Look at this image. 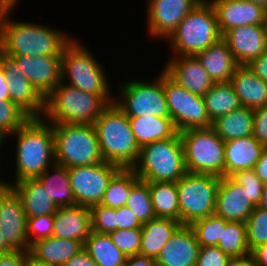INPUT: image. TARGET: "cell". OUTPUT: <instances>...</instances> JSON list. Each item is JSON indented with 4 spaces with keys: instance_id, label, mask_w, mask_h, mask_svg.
I'll return each mask as SVG.
<instances>
[{
    "instance_id": "bcb514c9",
    "label": "cell",
    "mask_w": 267,
    "mask_h": 266,
    "mask_svg": "<svg viewBox=\"0 0 267 266\" xmlns=\"http://www.w3.org/2000/svg\"><path fill=\"white\" fill-rule=\"evenodd\" d=\"M230 258L218 247H201L196 266H225Z\"/></svg>"
},
{
    "instance_id": "94428289",
    "label": "cell",
    "mask_w": 267,
    "mask_h": 266,
    "mask_svg": "<svg viewBox=\"0 0 267 266\" xmlns=\"http://www.w3.org/2000/svg\"><path fill=\"white\" fill-rule=\"evenodd\" d=\"M12 251V249L6 244L1 232H0V255L4 253H8Z\"/></svg>"
},
{
    "instance_id": "f546056e",
    "label": "cell",
    "mask_w": 267,
    "mask_h": 266,
    "mask_svg": "<svg viewBox=\"0 0 267 266\" xmlns=\"http://www.w3.org/2000/svg\"><path fill=\"white\" fill-rule=\"evenodd\" d=\"M128 118L139 148L158 140L171 138L177 133L171 118L151 115Z\"/></svg>"
},
{
    "instance_id": "e7e4bbea",
    "label": "cell",
    "mask_w": 267,
    "mask_h": 266,
    "mask_svg": "<svg viewBox=\"0 0 267 266\" xmlns=\"http://www.w3.org/2000/svg\"><path fill=\"white\" fill-rule=\"evenodd\" d=\"M29 266H59V265L42 264V263H29Z\"/></svg>"
},
{
    "instance_id": "74e56055",
    "label": "cell",
    "mask_w": 267,
    "mask_h": 266,
    "mask_svg": "<svg viewBox=\"0 0 267 266\" xmlns=\"http://www.w3.org/2000/svg\"><path fill=\"white\" fill-rule=\"evenodd\" d=\"M189 226L201 247L217 246L222 238L226 220L216 214H212L192 222Z\"/></svg>"
},
{
    "instance_id": "6f0895ef",
    "label": "cell",
    "mask_w": 267,
    "mask_h": 266,
    "mask_svg": "<svg viewBox=\"0 0 267 266\" xmlns=\"http://www.w3.org/2000/svg\"><path fill=\"white\" fill-rule=\"evenodd\" d=\"M6 100H10L8 82L6 80L3 68L0 65V103Z\"/></svg>"
},
{
    "instance_id": "6da1fadb",
    "label": "cell",
    "mask_w": 267,
    "mask_h": 266,
    "mask_svg": "<svg viewBox=\"0 0 267 266\" xmlns=\"http://www.w3.org/2000/svg\"><path fill=\"white\" fill-rule=\"evenodd\" d=\"M14 7L0 10V51L9 57L17 55L61 56L73 39L48 25L13 21Z\"/></svg>"
},
{
    "instance_id": "8d00e7d4",
    "label": "cell",
    "mask_w": 267,
    "mask_h": 266,
    "mask_svg": "<svg viewBox=\"0 0 267 266\" xmlns=\"http://www.w3.org/2000/svg\"><path fill=\"white\" fill-rule=\"evenodd\" d=\"M217 246L229 258H239L251 254L247 241L245 222L226 220L222 238L219 240Z\"/></svg>"
},
{
    "instance_id": "d4e9b609",
    "label": "cell",
    "mask_w": 267,
    "mask_h": 266,
    "mask_svg": "<svg viewBox=\"0 0 267 266\" xmlns=\"http://www.w3.org/2000/svg\"><path fill=\"white\" fill-rule=\"evenodd\" d=\"M241 106L252 110L267 105V82L256 76L247 65H238L230 79Z\"/></svg>"
},
{
    "instance_id": "c3c4849f",
    "label": "cell",
    "mask_w": 267,
    "mask_h": 266,
    "mask_svg": "<svg viewBox=\"0 0 267 266\" xmlns=\"http://www.w3.org/2000/svg\"><path fill=\"white\" fill-rule=\"evenodd\" d=\"M141 227L142 223L127 206L116 209V230L141 229Z\"/></svg>"
},
{
    "instance_id": "816d5d0a",
    "label": "cell",
    "mask_w": 267,
    "mask_h": 266,
    "mask_svg": "<svg viewBox=\"0 0 267 266\" xmlns=\"http://www.w3.org/2000/svg\"><path fill=\"white\" fill-rule=\"evenodd\" d=\"M63 266H97V264L91 259L88 253L84 249H82Z\"/></svg>"
},
{
    "instance_id": "7dc6e473",
    "label": "cell",
    "mask_w": 267,
    "mask_h": 266,
    "mask_svg": "<svg viewBox=\"0 0 267 266\" xmlns=\"http://www.w3.org/2000/svg\"><path fill=\"white\" fill-rule=\"evenodd\" d=\"M253 136L267 148V105L254 110Z\"/></svg>"
},
{
    "instance_id": "9c48e42d",
    "label": "cell",
    "mask_w": 267,
    "mask_h": 266,
    "mask_svg": "<svg viewBox=\"0 0 267 266\" xmlns=\"http://www.w3.org/2000/svg\"><path fill=\"white\" fill-rule=\"evenodd\" d=\"M188 173L224 177L225 141L212 127L179 132Z\"/></svg>"
},
{
    "instance_id": "83f0119b",
    "label": "cell",
    "mask_w": 267,
    "mask_h": 266,
    "mask_svg": "<svg viewBox=\"0 0 267 266\" xmlns=\"http://www.w3.org/2000/svg\"><path fill=\"white\" fill-rule=\"evenodd\" d=\"M196 57L214 83L230 82L238 66L223 38H220L206 50L199 52Z\"/></svg>"
},
{
    "instance_id": "5bb4252c",
    "label": "cell",
    "mask_w": 267,
    "mask_h": 266,
    "mask_svg": "<svg viewBox=\"0 0 267 266\" xmlns=\"http://www.w3.org/2000/svg\"><path fill=\"white\" fill-rule=\"evenodd\" d=\"M23 203L12 187L0 192V232L12 250H30Z\"/></svg>"
},
{
    "instance_id": "4fadbf2b",
    "label": "cell",
    "mask_w": 267,
    "mask_h": 266,
    "mask_svg": "<svg viewBox=\"0 0 267 266\" xmlns=\"http://www.w3.org/2000/svg\"><path fill=\"white\" fill-rule=\"evenodd\" d=\"M67 169L76 204L91 207L100 204L110 180L121 168L103 161Z\"/></svg>"
},
{
    "instance_id": "2e32d148",
    "label": "cell",
    "mask_w": 267,
    "mask_h": 266,
    "mask_svg": "<svg viewBox=\"0 0 267 266\" xmlns=\"http://www.w3.org/2000/svg\"><path fill=\"white\" fill-rule=\"evenodd\" d=\"M0 65L8 82L9 98L30 117H42L45 98L28 81L18 63L0 51Z\"/></svg>"
},
{
    "instance_id": "484cf974",
    "label": "cell",
    "mask_w": 267,
    "mask_h": 266,
    "mask_svg": "<svg viewBox=\"0 0 267 266\" xmlns=\"http://www.w3.org/2000/svg\"><path fill=\"white\" fill-rule=\"evenodd\" d=\"M83 249L80 241L49 237L30 246V263L63 266Z\"/></svg>"
},
{
    "instance_id": "8992f818",
    "label": "cell",
    "mask_w": 267,
    "mask_h": 266,
    "mask_svg": "<svg viewBox=\"0 0 267 266\" xmlns=\"http://www.w3.org/2000/svg\"><path fill=\"white\" fill-rule=\"evenodd\" d=\"M220 38L214 6L209 0H201L166 40L173 56H196Z\"/></svg>"
},
{
    "instance_id": "91938a15",
    "label": "cell",
    "mask_w": 267,
    "mask_h": 266,
    "mask_svg": "<svg viewBox=\"0 0 267 266\" xmlns=\"http://www.w3.org/2000/svg\"><path fill=\"white\" fill-rule=\"evenodd\" d=\"M18 4V0H0V10L15 7Z\"/></svg>"
},
{
    "instance_id": "603a6c76",
    "label": "cell",
    "mask_w": 267,
    "mask_h": 266,
    "mask_svg": "<svg viewBox=\"0 0 267 266\" xmlns=\"http://www.w3.org/2000/svg\"><path fill=\"white\" fill-rule=\"evenodd\" d=\"M91 232L90 207L77 204L58 207L54 214L53 237L77 240L84 245Z\"/></svg>"
},
{
    "instance_id": "11a10c76",
    "label": "cell",
    "mask_w": 267,
    "mask_h": 266,
    "mask_svg": "<svg viewBox=\"0 0 267 266\" xmlns=\"http://www.w3.org/2000/svg\"><path fill=\"white\" fill-rule=\"evenodd\" d=\"M255 266H267V243L257 246L251 252Z\"/></svg>"
},
{
    "instance_id": "9a60e30c",
    "label": "cell",
    "mask_w": 267,
    "mask_h": 266,
    "mask_svg": "<svg viewBox=\"0 0 267 266\" xmlns=\"http://www.w3.org/2000/svg\"><path fill=\"white\" fill-rule=\"evenodd\" d=\"M201 0H148L147 31L151 37L167 39Z\"/></svg>"
},
{
    "instance_id": "cb8c5ba5",
    "label": "cell",
    "mask_w": 267,
    "mask_h": 266,
    "mask_svg": "<svg viewBox=\"0 0 267 266\" xmlns=\"http://www.w3.org/2000/svg\"><path fill=\"white\" fill-rule=\"evenodd\" d=\"M264 149L253 135L225 141L224 176L253 169Z\"/></svg>"
},
{
    "instance_id": "d6986e66",
    "label": "cell",
    "mask_w": 267,
    "mask_h": 266,
    "mask_svg": "<svg viewBox=\"0 0 267 266\" xmlns=\"http://www.w3.org/2000/svg\"><path fill=\"white\" fill-rule=\"evenodd\" d=\"M12 58L44 98L61 82V56L17 55Z\"/></svg>"
},
{
    "instance_id": "be15d7a7",
    "label": "cell",
    "mask_w": 267,
    "mask_h": 266,
    "mask_svg": "<svg viewBox=\"0 0 267 266\" xmlns=\"http://www.w3.org/2000/svg\"><path fill=\"white\" fill-rule=\"evenodd\" d=\"M254 2L255 4L263 7L267 11V0H248Z\"/></svg>"
},
{
    "instance_id": "1f68e13d",
    "label": "cell",
    "mask_w": 267,
    "mask_h": 266,
    "mask_svg": "<svg viewBox=\"0 0 267 266\" xmlns=\"http://www.w3.org/2000/svg\"><path fill=\"white\" fill-rule=\"evenodd\" d=\"M36 179L43 185L57 207L76 205L67 167L54 163Z\"/></svg>"
},
{
    "instance_id": "44dd1931",
    "label": "cell",
    "mask_w": 267,
    "mask_h": 266,
    "mask_svg": "<svg viewBox=\"0 0 267 266\" xmlns=\"http://www.w3.org/2000/svg\"><path fill=\"white\" fill-rule=\"evenodd\" d=\"M163 70L179 85L200 96L214 84L196 56H172Z\"/></svg>"
},
{
    "instance_id": "7a4b0ae2",
    "label": "cell",
    "mask_w": 267,
    "mask_h": 266,
    "mask_svg": "<svg viewBox=\"0 0 267 266\" xmlns=\"http://www.w3.org/2000/svg\"><path fill=\"white\" fill-rule=\"evenodd\" d=\"M16 138L15 176L12 183L37 178L55 163L52 124L42 117H30L9 135Z\"/></svg>"
},
{
    "instance_id": "4316f807",
    "label": "cell",
    "mask_w": 267,
    "mask_h": 266,
    "mask_svg": "<svg viewBox=\"0 0 267 266\" xmlns=\"http://www.w3.org/2000/svg\"><path fill=\"white\" fill-rule=\"evenodd\" d=\"M9 185L19 195L26 218L54 215L58 209L36 178L23 179L14 184L9 181Z\"/></svg>"
},
{
    "instance_id": "f5cc1de1",
    "label": "cell",
    "mask_w": 267,
    "mask_h": 266,
    "mask_svg": "<svg viewBox=\"0 0 267 266\" xmlns=\"http://www.w3.org/2000/svg\"><path fill=\"white\" fill-rule=\"evenodd\" d=\"M124 266H157V263L155 258L136 254L134 256H128Z\"/></svg>"
},
{
    "instance_id": "8fae6325",
    "label": "cell",
    "mask_w": 267,
    "mask_h": 266,
    "mask_svg": "<svg viewBox=\"0 0 267 266\" xmlns=\"http://www.w3.org/2000/svg\"><path fill=\"white\" fill-rule=\"evenodd\" d=\"M158 76L152 82L139 80L121 82L120 96L117 95L119 99L114 98V104L128 117L151 115L171 118L162 83V72Z\"/></svg>"
},
{
    "instance_id": "7c38bea8",
    "label": "cell",
    "mask_w": 267,
    "mask_h": 266,
    "mask_svg": "<svg viewBox=\"0 0 267 266\" xmlns=\"http://www.w3.org/2000/svg\"><path fill=\"white\" fill-rule=\"evenodd\" d=\"M162 83L170 117L177 132L212 127L203 96L188 91L175 82L164 70Z\"/></svg>"
},
{
    "instance_id": "30bf717a",
    "label": "cell",
    "mask_w": 267,
    "mask_h": 266,
    "mask_svg": "<svg viewBox=\"0 0 267 266\" xmlns=\"http://www.w3.org/2000/svg\"><path fill=\"white\" fill-rule=\"evenodd\" d=\"M220 178L211 174L186 173L177 183L179 222H192L215 214Z\"/></svg>"
},
{
    "instance_id": "5b68a950",
    "label": "cell",
    "mask_w": 267,
    "mask_h": 266,
    "mask_svg": "<svg viewBox=\"0 0 267 266\" xmlns=\"http://www.w3.org/2000/svg\"><path fill=\"white\" fill-rule=\"evenodd\" d=\"M80 44L77 38H73L62 51L61 82L83 92L100 95L108 104L114 103L115 95L112 96L102 63Z\"/></svg>"
},
{
    "instance_id": "f6af8a7d",
    "label": "cell",
    "mask_w": 267,
    "mask_h": 266,
    "mask_svg": "<svg viewBox=\"0 0 267 266\" xmlns=\"http://www.w3.org/2000/svg\"><path fill=\"white\" fill-rule=\"evenodd\" d=\"M27 237L29 246L38 240L53 236L54 215L27 218Z\"/></svg>"
},
{
    "instance_id": "681fc988",
    "label": "cell",
    "mask_w": 267,
    "mask_h": 266,
    "mask_svg": "<svg viewBox=\"0 0 267 266\" xmlns=\"http://www.w3.org/2000/svg\"><path fill=\"white\" fill-rule=\"evenodd\" d=\"M29 250H12L0 255V266H29Z\"/></svg>"
},
{
    "instance_id": "ac0fdd59",
    "label": "cell",
    "mask_w": 267,
    "mask_h": 266,
    "mask_svg": "<svg viewBox=\"0 0 267 266\" xmlns=\"http://www.w3.org/2000/svg\"><path fill=\"white\" fill-rule=\"evenodd\" d=\"M222 38L238 65H248L267 50L265 24L244 25L228 30Z\"/></svg>"
},
{
    "instance_id": "d590c367",
    "label": "cell",
    "mask_w": 267,
    "mask_h": 266,
    "mask_svg": "<svg viewBox=\"0 0 267 266\" xmlns=\"http://www.w3.org/2000/svg\"><path fill=\"white\" fill-rule=\"evenodd\" d=\"M139 179L132 169H120L110 180L100 205L117 209L126 206L132 185Z\"/></svg>"
},
{
    "instance_id": "ee69618b",
    "label": "cell",
    "mask_w": 267,
    "mask_h": 266,
    "mask_svg": "<svg viewBox=\"0 0 267 266\" xmlns=\"http://www.w3.org/2000/svg\"><path fill=\"white\" fill-rule=\"evenodd\" d=\"M230 177L245 188L251 203L257 207L261 201L264 183L257 177L255 171L253 169L240 170Z\"/></svg>"
},
{
    "instance_id": "3957f363",
    "label": "cell",
    "mask_w": 267,
    "mask_h": 266,
    "mask_svg": "<svg viewBox=\"0 0 267 266\" xmlns=\"http://www.w3.org/2000/svg\"><path fill=\"white\" fill-rule=\"evenodd\" d=\"M93 125L104 161L121 169H132L138 160L140 148L128 116L112 103L102 111Z\"/></svg>"
},
{
    "instance_id": "7bdbcfd3",
    "label": "cell",
    "mask_w": 267,
    "mask_h": 266,
    "mask_svg": "<svg viewBox=\"0 0 267 266\" xmlns=\"http://www.w3.org/2000/svg\"><path fill=\"white\" fill-rule=\"evenodd\" d=\"M90 216L92 231L109 234L116 230V209L96 204L90 207Z\"/></svg>"
},
{
    "instance_id": "f1b7e54d",
    "label": "cell",
    "mask_w": 267,
    "mask_h": 266,
    "mask_svg": "<svg viewBox=\"0 0 267 266\" xmlns=\"http://www.w3.org/2000/svg\"><path fill=\"white\" fill-rule=\"evenodd\" d=\"M181 225L177 220L161 217L143 223L139 254L156 259L165 243Z\"/></svg>"
},
{
    "instance_id": "f907efd6",
    "label": "cell",
    "mask_w": 267,
    "mask_h": 266,
    "mask_svg": "<svg viewBox=\"0 0 267 266\" xmlns=\"http://www.w3.org/2000/svg\"><path fill=\"white\" fill-rule=\"evenodd\" d=\"M253 73L267 82V50L247 65Z\"/></svg>"
},
{
    "instance_id": "60d3db41",
    "label": "cell",
    "mask_w": 267,
    "mask_h": 266,
    "mask_svg": "<svg viewBox=\"0 0 267 266\" xmlns=\"http://www.w3.org/2000/svg\"><path fill=\"white\" fill-rule=\"evenodd\" d=\"M245 224L248 246L251 252L257 246L267 243V210L256 207Z\"/></svg>"
},
{
    "instance_id": "9f6ffc18",
    "label": "cell",
    "mask_w": 267,
    "mask_h": 266,
    "mask_svg": "<svg viewBox=\"0 0 267 266\" xmlns=\"http://www.w3.org/2000/svg\"><path fill=\"white\" fill-rule=\"evenodd\" d=\"M225 266H255L252 254L244 257L230 258Z\"/></svg>"
},
{
    "instance_id": "6125c7cd",
    "label": "cell",
    "mask_w": 267,
    "mask_h": 266,
    "mask_svg": "<svg viewBox=\"0 0 267 266\" xmlns=\"http://www.w3.org/2000/svg\"><path fill=\"white\" fill-rule=\"evenodd\" d=\"M4 142V140L3 139H0V151H1V149L3 148L2 146H3V143ZM4 179H2L1 180V178H0V192L1 191H4L5 189H7L8 187H10V185H9V183L8 182H6L5 180L3 181Z\"/></svg>"
},
{
    "instance_id": "4dcf8cb0",
    "label": "cell",
    "mask_w": 267,
    "mask_h": 266,
    "mask_svg": "<svg viewBox=\"0 0 267 266\" xmlns=\"http://www.w3.org/2000/svg\"><path fill=\"white\" fill-rule=\"evenodd\" d=\"M212 128L224 141L253 135L254 110L240 106L212 122Z\"/></svg>"
},
{
    "instance_id": "277c9868",
    "label": "cell",
    "mask_w": 267,
    "mask_h": 266,
    "mask_svg": "<svg viewBox=\"0 0 267 266\" xmlns=\"http://www.w3.org/2000/svg\"><path fill=\"white\" fill-rule=\"evenodd\" d=\"M108 105L100 95L60 82L45 97L42 118L49 123L94 124Z\"/></svg>"
},
{
    "instance_id": "ffe728a7",
    "label": "cell",
    "mask_w": 267,
    "mask_h": 266,
    "mask_svg": "<svg viewBox=\"0 0 267 266\" xmlns=\"http://www.w3.org/2000/svg\"><path fill=\"white\" fill-rule=\"evenodd\" d=\"M255 208L243 186L230 176L220 178L215 206L216 215L227 221L246 222Z\"/></svg>"
},
{
    "instance_id": "ba28073f",
    "label": "cell",
    "mask_w": 267,
    "mask_h": 266,
    "mask_svg": "<svg viewBox=\"0 0 267 266\" xmlns=\"http://www.w3.org/2000/svg\"><path fill=\"white\" fill-rule=\"evenodd\" d=\"M51 124L54 132L55 163L71 168L104 161L93 124Z\"/></svg>"
},
{
    "instance_id": "db71d44e",
    "label": "cell",
    "mask_w": 267,
    "mask_h": 266,
    "mask_svg": "<svg viewBox=\"0 0 267 266\" xmlns=\"http://www.w3.org/2000/svg\"><path fill=\"white\" fill-rule=\"evenodd\" d=\"M253 170L264 184L267 183V148L262 152L261 157L256 162Z\"/></svg>"
},
{
    "instance_id": "e0dca14e",
    "label": "cell",
    "mask_w": 267,
    "mask_h": 266,
    "mask_svg": "<svg viewBox=\"0 0 267 266\" xmlns=\"http://www.w3.org/2000/svg\"><path fill=\"white\" fill-rule=\"evenodd\" d=\"M217 14L218 29L223 36L228 30L244 25L265 24L267 11L248 0H210Z\"/></svg>"
},
{
    "instance_id": "f35d334b",
    "label": "cell",
    "mask_w": 267,
    "mask_h": 266,
    "mask_svg": "<svg viewBox=\"0 0 267 266\" xmlns=\"http://www.w3.org/2000/svg\"><path fill=\"white\" fill-rule=\"evenodd\" d=\"M126 206L134 213L137 219L143 224L156 217L148 182L140 178L132 185V194L128 198Z\"/></svg>"
},
{
    "instance_id": "52a82bcc",
    "label": "cell",
    "mask_w": 267,
    "mask_h": 266,
    "mask_svg": "<svg viewBox=\"0 0 267 266\" xmlns=\"http://www.w3.org/2000/svg\"><path fill=\"white\" fill-rule=\"evenodd\" d=\"M132 170L146 182H178L187 173L179 132L140 148Z\"/></svg>"
},
{
    "instance_id": "b9f144b4",
    "label": "cell",
    "mask_w": 267,
    "mask_h": 266,
    "mask_svg": "<svg viewBox=\"0 0 267 266\" xmlns=\"http://www.w3.org/2000/svg\"><path fill=\"white\" fill-rule=\"evenodd\" d=\"M112 242L127 257L140 253L141 229H117L109 233Z\"/></svg>"
},
{
    "instance_id": "836d02e7",
    "label": "cell",
    "mask_w": 267,
    "mask_h": 266,
    "mask_svg": "<svg viewBox=\"0 0 267 266\" xmlns=\"http://www.w3.org/2000/svg\"><path fill=\"white\" fill-rule=\"evenodd\" d=\"M203 99L211 122L241 106L230 82L214 83Z\"/></svg>"
},
{
    "instance_id": "7402d4cb",
    "label": "cell",
    "mask_w": 267,
    "mask_h": 266,
    "mask_svg": "<svg viewBox=\"0 0 267 266\" xmlns=\"http://www.w3.org/2000/svg\"><path fill=\"white\" fill-rule=\"evenodd\" d=\"M201 246L189 225H181L156 257L157 266H196Z\"/></svg>"
},
{
    "instance_id": "d6a6232c",
    "label": "cell",
    "mask_w": 267,
    "mask_h": 266,
    "mask_svg": "<svg viewBox=\"0 0 267 266\" xmlns=\"http://www.w3.org/2000/svg\"><path fill=\"white\" fill-rule=\"evenodd\" d=\"M83 249L97 266H124L127 256L112 242L109 234L92 231Z\"/></svg>"
},
{
    "instance_id": "03108f58",
    "label": "cell",
    "mask_w": 267,
    "mask_h": 266,
    "mask_svg": "<svg viewBox=\"0 0 267 266\" xmlns=\"http://www.w3.org/2000/svg\"><path fill=\"white\" fill-rule=\"evenodd\" d=\"M265 26H266V35H267V21H266V23H265Z\"/></svg>"
},
{
    "instance_id": "680465c9",
    "label": "cell",
    "mask_w": 267,
    "mask_h": 266,
    "mask_svg": "<svg viewBox=\"0 0 267 266\" xmlns=\"http://www.w3.org/2000/svg\"><path fill=\"white\" fill-rule=\"evenodd\" d=\"M257 207L267 210V183L264 184L261 201Z\"/></svg>"
},
{
    "instance_id": "ab89813d",
    "label": "cell",
    "mask_w": 267,
    "mask_h": 266,
    "mask_svg": "<svg viewBox=\"0 0 267 266\" xmlns=\"http://www.w3.org/2000/svg\"><path fill=\"white\" fill-rule=\"evenodd\" d=\"M30 116L11 100L0 103V139L7 141L6 136L18 130Z\"/></svg>"
},
{
    "instance_id": "e575fe53",
    "label": "cell",
    "mask_w": 267,
    "mask_h": 266,
    "mask_svg": "<svg viewBox=\"0 0 267 266\" xmlns=\"http://www.w3.org/2000/svg\"><path fill=\"white\" fill-rule=\"evenodd\" d=\"M156 217L179 221V195L176 182H148Z\"/></svg>"
}]
</instances>
